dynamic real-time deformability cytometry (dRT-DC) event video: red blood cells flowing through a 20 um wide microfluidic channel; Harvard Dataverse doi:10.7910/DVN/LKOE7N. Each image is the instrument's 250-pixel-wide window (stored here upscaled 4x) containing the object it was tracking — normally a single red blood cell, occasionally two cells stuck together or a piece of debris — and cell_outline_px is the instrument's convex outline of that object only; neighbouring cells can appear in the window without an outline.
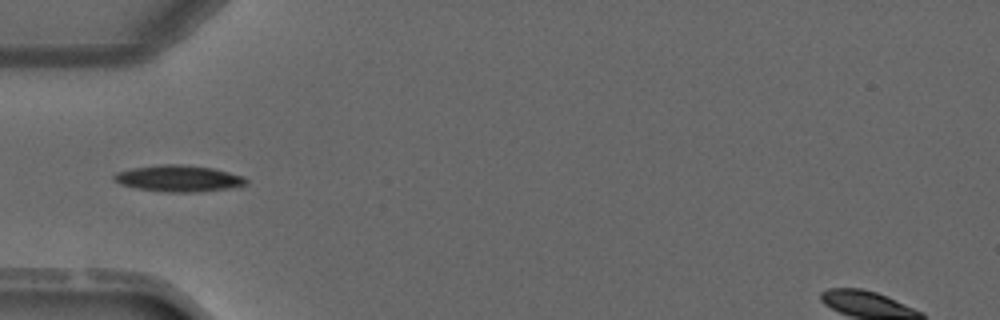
{"species": "common noctule bat (a hibernating species)", "species_latin": "Nyctalus noctula", "temperature_condition": "warm", "stored_images_in_passage": 3, "camera_frame_rate_fps": 3000, "um_per_image_px": 0.085, "animal": {"sex": "male", "forearm_length_mm": 52.5}, "frame": {"image": 1, "passage_image": 3, "time_ms": 3.333, "image_size_px": [1000, 320], "cell_outline_px": [[248, 184], [232, 188], [196, 192], [168, 192], [136, 188], [120, 184], [112, 180], [112, 176], [116, 172], [132, 168], [160, 164], [184, 164], [212, 168], [244, 176], [248, 180]], "centroid_in_image_um": [15.18, 15.16], "position_along_channel_um": 69.8, "area_um2": 20.52}}